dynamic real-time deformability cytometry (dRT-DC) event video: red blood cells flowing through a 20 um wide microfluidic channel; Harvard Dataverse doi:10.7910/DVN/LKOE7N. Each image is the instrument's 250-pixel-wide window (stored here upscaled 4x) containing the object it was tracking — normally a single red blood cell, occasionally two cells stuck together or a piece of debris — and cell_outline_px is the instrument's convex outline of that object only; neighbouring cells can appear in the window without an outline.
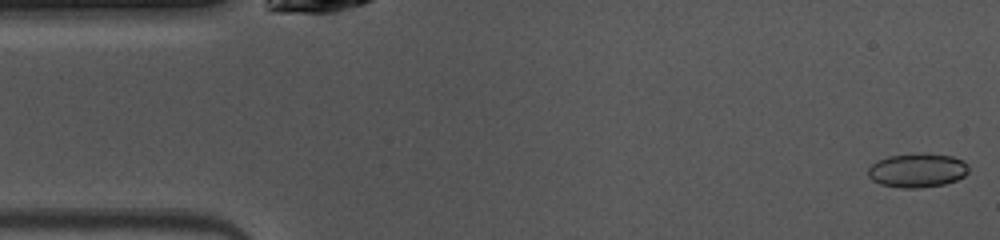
{"species": "common noctule bat (a hibernating species)", "species_latin": "Nyctalus noctula", "temperature_condition": "warm", "stored_images_in_passage": 47, "camera_frame_rate_fps": 3000, "um_per_image_px": 0.085, "animal": {"sex": "female", "body_mass_g": 10.0, "forearm_length_mm": 53.1}, "frame": {"image": 1, "passage_image": 1, "time_ms": 0.0, "image_size_px": [1000, 240], "cell_outline_px": [[968, 172], [964, 176], [956, 180], [944, 184], [920, 188], [900, 188], [880, 184], [872, 180], [868, 176], [868, 168], [872, 164], [888, 156], [952, 156], [964, 160], [968, 164]], "centroid_in_image_um": [77.98, 14.53], "position_along_channel_um": 7.0, "area_um2": 19.25}}
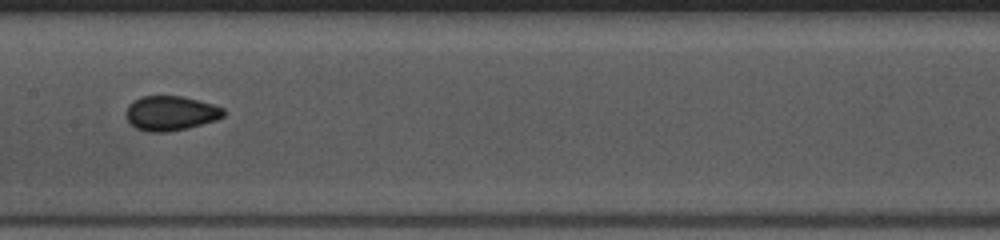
{"frame": {"image": 2, "passage_image": 22, "time_ms": 7.0, "image_size_px": [1000, 240], "cell_outline_px": [[224, 116], [216, 120], [188, 128], [164, 132], [148, 132], [136, 128], [124, 116], [124, 112], [128, 104], [140, 96], [180, 96], [212, 104], [224, 108]], "centroid_in_image_um": [14.46, 9.62], "position_along_channel_um": 192.9, "area_um2": 19.71}}
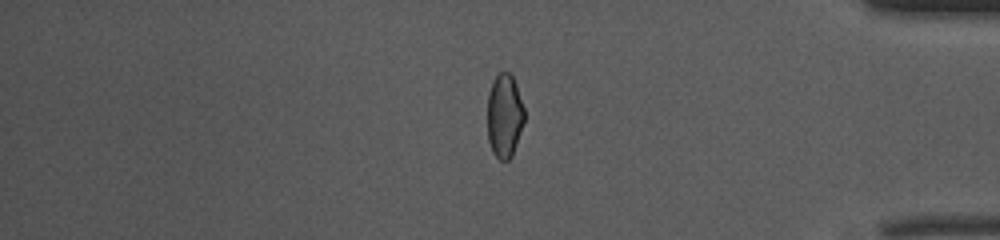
{"frame": {"image": 3, "passage_image": 39, "time_ms": 12.667, "image_size_px": [1000, 240], "cell_outline_px": [[524, 120], [512, 156], [508, 160], [500, 160], [492, 152], [488, 140], [488, 92], [496, 76], [500, 72], [508, 72], [512, 76], [516, 84], [524, 108]], "centroid_in_image_um": [42.87, 9.85], "position_along_channel_um": 392.3, "area_um2": 17.86}, "authors_computed_cell_mechanics": {"area_um2": 19.2474, "velocity_mm_per_s": 4.0808, "shape_relaxation_time_tau1_ms": 6.1013, "shape_relaxation_time_tau2_ms": 0.7499, "deformation_change_tau1": 0.1371, "deformation_change_tau2": 0.0415}}